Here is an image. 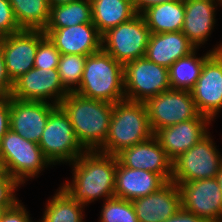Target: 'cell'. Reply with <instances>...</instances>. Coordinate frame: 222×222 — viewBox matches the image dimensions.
Instances as JSON below:
<instances>
[{
  "label": "cell",
  "instance_id": "10",
  "mask_svg": "<svg viewBox=\"0 0 222 222\" xmlns=\"http://www.w3.org/2000/svg\"><path fill=\"white\" fill-rule=\"evenodd\" d=\"M145 105L152 132L200 115L191 91L170 89L149 98Z\"/></svg>",
  "mask_w": 222,
  "mask_h": 222
},
{
  "label": "cell",
  "instance_id": "7",
  "mask_svg": "<svg viewBox=\"0 0 222 222\" xmlns=\"http://www.w3.org/2000/svg\"><path fill=\"white\" fill-rule=\"evenodd\" d=\"M150 34L144 17L137 13L102 35V49L124 66L145 57Z\"/></svg>",
  "mask_w": 222,
  "mask_h": 222
},
{
  "label": "cell",
  "instance_id": "15",
  "mask_svg": "<svg viewBox=\"0 0 222 222\" xmlns=\"http://www.w3.org/2000/svg\"><path fill=\"white\" fill-rule=\"evenodd\" d=\"M56 106L48 102L25 101L10 96V129L38 144L49 114Z\"/></svg>",
  "mask_w": 222,
  "mask_h": 222
},
{
  "label": "cell",
  "instance_id": "42",
  "mask_svg": "<svg viewBox=\"0 0 222 222\" xmlns=\"http://www.w3.org/2000/svg\"><path fill=\"white\" fill-rule=\"evenodd\" d=\"M3 167H2V163H1V160H0V174L3 172Z\"/></svg>",
  "mask_w": 222,
  "mask_h": 222
},
{
  "label": "cell",
  "instance_id": "40",
  "mask_svg": "<svg viewBox=\"0 0 222 222\" xmlns=\"http://www.w3.org/2000/svg\"><path fill=\"white\" fill-rule=\"evenodd\" d=\"M72 1H76V0H49L51 7L56 6V5H61V4H67Z\"/></svg>",
  "mask_w": 222,
  "mask_h": 222
},
{
  "label": "cell",
  "instance_id": "32",
  "mask_svg": "<svg viewBox=\"0 0 222 222\" xmlns=\"http://www.w3.org/2000/svg\"><path fill=\"white\" fill-rule=\"evenodd\" d=\"M21 30L16 22L9 0H0V37L17 33Z\"/></svg>",
  "mask_w": 222,
  "mask_h": 222
},
{
  "label": "cell",
  "instance_id": "21",
  "mask_svg": "<svg viewBox=\"0 0 222 222\" xmlns=\"http://www.w3.org/2000/svg\"><path fill=\"white\" fill-rule=\"evenodd\" d=\"M167 181L160 175L142 169H130L117 160L115 197L133 201L152 194Z\"/></svg>",
  "mask_w": 222,
  "mask_h": 222
},
{
  "label": "cell",
  "instance_id": "33",
  "mask_svg": "<svg viewBox=\"0 0 222 222\" xmlns=\"http://www.w3.org/2000/svg\"><path fill=\"white\" fill-rule=\"evenodd\" d=\"M21 184L7 172L0 174V204H16L19 199L16 191Z\"/></svg>",
  "mask_w": 222,
  "mask_h": 222
},
{
  "label": "cell",
  "instance_id": "28",
  "mask_svg": "<svg viewBox=\"0 0 222 222\" xmlns=\"http://www.w3.org/2000/svg\"><path fill=\"white\" fill-rule=\"evenodd\" d=\"M93 23L90 0H76L52 6L48 25L45 28H63Z\"/></svg>",
  "mask_w": 222,
  "mask_h": 222
},
{
  "label": "cell",
  "instance_id": "4",
  "mask_svg": "<svg viewBox=\"0 0 222 222\" xmlns=\"http://www.w3.org/2000/svg\"><path fill=\"white\" fill-rule=\"evenodd\" d=\"M153 135L144 102H116L113 104L105 143L98 151L116 156L122 150L142 143Z\"/></svg>",
  "mask_w": 222,
  "mask_h": 222
},
{
  "label": "cell",
  "instance_id": "30",
  "mask_svg": "<svg viewBox=\"0 0 222 222\" xmlns=\"http://www.w3.org/2000/svg\"><path fill=\"white\" fill-rule=\"evenodd\" d=\"M99 222H139L132 201L112 197L103 201Z\"/></svg>",
  "mask_w": 222,
  "mask_h": 222
},
{
  "label": "cell",
  "instance_id": "38",
  "mask_svg": "<svg viewBox=\"0 0 222 222\" xmlns=\"http://www.w3.org/2000/svg\"><path fill=\"white\" fill-rule=\"evenodd\" d=\"M170 1H176V0H132V4L136 13L142 14L146 9H148L151 6Z\"/></svg>",
  "mask_w": 222,
  "mask_h": 222
},
{
  "label": "cell",
  "instance_id": "8",
  "mask_svg": "<svg viewBox=\"0 0 222 222\" xmlns=\"http://www.w3.org/2000/svg\"><path fill=\"white\" fill-rule=\"evenodd\" d=\"M210 132L187 152L172 161V181L185 183L215 178L222 166V154L216 148Z\"/></svg>",
  "mask_w": 222,
  "mask_h": 222
},
{
  "label": "cell",
  "instance_id": "2",
  "mask_svg": "<svg viewBox=\"0 0 222 222\" xmlns=\"http://www.w3.org/2000/svg\"><path fill=\"white\" fill-rule=\"evenodd\" d=\"M60 106L69 116L81 146L86 151L99 150L108 134L113 103L88 99L69 92Z\"/></svg>",
  "mask_w": 222,
  "mask_h": 222
},
{
  "label": "cell",
  "instance_id": "12",
  "mask_svg": "<svg viewBox=\"0 0 222 222\" xmlns=\"http://www.w3.org/2000/svg\"><path fill=\"white\" fill-rule=\"evenodd\" d=\"M46 37L43 30H27L0 37L6 72L12 82L34 68L38 44Z\"/></svg>",
  "mask_w": 222,
  "mask_h": 222
},
{
  "label": "cell",
  "instance_id": "31",
  "mask_svg": "<svg viewBox=\"0 0 222 222\" xmlns=\"http://www.w3.org/2000/svg\"><path fill=\"white\" fill-rule=\"evenodd\" d=\"M60 51L46 36L39 44L34 59V68L49 69L58 68Z\"/></svg>",
  "mask_w": 222,
  "mask_h": 222
},
{
  "label": "cell",
  "instance_id": "6",
  "mask_svg": "<svg viewBox=\"0 0 222 222\" xmlns=\"http://www.w3.org/2000/svg\"><path fill=\"white\" fill-rule=\"evenodd\" d=\"M38 145L52 166L70 164L86 151L77 140L69 116L60 105L50 112Z\"/></svg>",
  "mask_w": 222,
  "mask_h": 222
},
{
  "label": "cell",
  "instance_id": "5",
  "mask_svg": "<svg viewBox=\"0 0 222 222\" xmlns=\"http://www.w3.org/2000/svg\"><path fill=\"white\" fill-rule=\"evenodd\" d=\"M0 160L3 170L22 186L25 181L38 177L45 168L52 165L37 143L21 137L11 129L0 141Z\"/></svg>",
  "mask_w": 222,
  "mask_h": 222
},
{
  "label": "cell",
  "instance_id": "13",
  "mask_svg": "<svg viewBox=\"0 0 222 222\" xmlns=\"http://www.w3.org/2000/svg\"><path fill=\"white\" fill-rule=\"evenodd\" d=\"M176 184L183 209L206 222H222V193L216 178Z\"/></svg>",
  "mask_w": 222,
  "mask_h": 222
},
{
  "label": "cell",
  "instance_id": "24",
  "mask_svg": "<svg viewBox=\"0 0 222 222\" xmlns=\"http://www.w3.org/2000/svg\"><path fill=\"white\" fill-rule=\"evenodd\" d=\"M141 15L144 17L151 33L181 31L185 15V0L151 6Z\"/></svg>",
  "mask_w": 222,
  "mask_h": 222
},
{
  "label": "cell",
  "instance_id": "11",
  "mask_svg": "<svg viewBox=\"0 0 222 222\" xmlns=\"http://www.w3.org/2000/svg\"><path fill=\"white\" fill-rule=\"evenodd\" d=\"M68 94L59 79L57 68H32L13 82L10 96L19 100L60 105Z\"/></svg>",
  "mask_w": 222,
  "mask_h": 222
},
{
  "label": "cell",
  "instance_id": "18",
  "mask_svg": "<svg viewBox=\"0 0 222 222\" xmlns=\"http://www.w3.org/2000/svg\"><path fill=\"white\" fill-rule=\"evenodd\" d=\"M211 121L200 114L194 119L159 129L154 136L173 161L210 132L208 125L210 126Z\"/></svg>",
  "mask_w": 222,
  "mask_h": 222
},
{
  "label": "cell",
  "instance_id": "16",
  "mask_svg": "<svg viewBox=\"0 0 222 222\" xmlns=\"http://www.w3.org/2000/svg\"><path fill=\"white\" fill-rule=\"evenodd\" d=\"M117 160L130 169H142L160 174L172 181V160L153 135L150 139L119 152Z\"/></svg>",
  "mask_w": 222,
  "mask_h": 222
},
{
  "label": "cell",
  "instance_id": "19",
  "mask_svg": "<svg viewBox=\"0 0 222 222\" xmlns=\"http://www.w3.org/2000/svg\"><path fill=\"white\" fill-rule=\"evenodd\" d=\"M139 222H164L182 208L178 185L168 181L156 192L132 201Z\"/></svg>",
  "mask_w": 222,
  "mask_h": 222
},
{
  "label": "cell",
  "instance_id": "29",
  "mask_svg": "<svg viewBox=\"0 0 222 222\" xmlns=\"http://www.w3.org/2000/svg\"><path fill=\"white\" fill-rule=\"evenodd\" d=\"M86 56L61 54L58 63L59 79L68 92H74L81 83Z\"/></svg>",
  "mask_w": 222,
  "mask_h": 222
},
{
  "label": "cell",
  "instance_id": "39",
  "mask_svg": "<svg viewBox=\"0 0 222 222\" xmlns=\"http://www.w3.org/2000/svg\"><path fill=\"white\" fill-rule=\"evenodd\" d=\"M15 204H0V221L4 214L7 212V210L11 207H13Z\"/></svg>",
  "mask_w": 222,
  "mask_h": 222
},
{
  "label": "cell",
  "instance_id": "1",
  "mask_svg": "<svg viewBox=\"0 0 222 222\" xmlns=\"http://www.w3.org/2000/svg\"><path fill=\"white\" fill-rule=\"evenodd\" d=\"M71 182L61 186L74 200L88 206L97 199L115 197L117 157L98 150L85 151L74 162Z\"/></svg>",
  "mask_w": 222,
  "mask_h": 222
},
{
  "label": "cell",
  "instance_id": "41",
  "mask_svg": "<svg viewBox=\"0 0 222 222\" xmlns=\"http://www.w3.org/2000/svg\"><path fill=\"white\" fill-rule=\"evenodd\" d=\"M215 178L218 181V184L220 186V190H221V193H222V166H221V168H220V170H219V172H218V174L216 175Z\"/></svg>",
  "mask_w": 222,
  "mask_h": 222
},
{
  "label": "cell",
  "instance_id": "25",
  "mask_svg": "<svg viewBox=\"0 0 222 222\" xmlns=\"http://www.w3.org/2000/svg\"><path fill=\"white\" fill-rule=\"evenodd\" d=\"M93 24L105 32L133 18L137 13L132 0H90Z\"/></svg>",
  "mask_w": 222,
  "mask_h": 222
},
{
  "label": "cell",
  "instance_id": "23",
  "mask_svg": "<svg viewBox=\"0 0 222 222\" xmlns=\"http://www.w3.org/2000/svg\"><path fill=\"white\" fill-rule=\"evenodd\" d=\"M203 56L197 57V48L189 55L179 58L168 68L169 85L174 90L191 91L200 77L204 62L214 53L222 51V43L216 44Z\"/></svg>",
  "mask_w": 222,
  "mask_h": 222
},
{
  "label": "cell",
  "instance_id": "27",
  "mask_svg": "<svg viewBox=\"0 0 222 222\" xmlns=\"http://www.w3.org/2000/svg\"><path fill=\"white\" fill-rule=\"evenodd\" d=\"M21 29L44 30L50 17L49 0H9Z\"/></svg>",
  "mask_w": 222,
  "mask_h": 222
},
{
  "label": "cell",
  "instance_id": "35",
  "mask_svg": "<svg viewBox=\"0 0 222 222\" xmlns=\"http://www.w3.org/2000/svg\"><path fill=\"white\" fill-rule=\"evenodd\" d=\"M10 129V95H0V141Z\"/></svg>",
  "mask_w": 222,
  "mask_h": 222
},
{
  "label": "cell",
  "instance_id": "26",
  "mask_svg": "<svg viewBox=\"0 0 222 222\" xmlns=\"http://www.w3.org/2000/svg\"><path fill=\"white\" fill-rule=\"evenodd\" d=\"M44 214L38 222H84L85 205L74 200L61 186L46 201Z\"/></svg>",
  "mask_w": 222,
  "mask_h": 222
},
{
  "label": "cell",
  "instance_id": "36",
  "mask_svg": "<svg viewBox=\"0 0 222 222\" xmlns=\"http://www.w3.org/2000/svg\"><path fill=\"white\" fill-rule=\"evenodd\" d=\"M13 88V82L7 75L4 57L0 47V95H10Z\"/></svg>",
  "mask_w": 222,
  "mask_h": 222
},
{
  "label": "cell",
  "instance_id": "34",
  "mask_svg": "<svg viewBox=\"0 0 222 222\" xmlns=\"http://www.w3.org/2000/svg\"><path fill=\"white\" fill-rule=\"evenodd\" d=\"M28 213L27 208L18 201L7 210L0 222H34Z\"/></svg>",
  "mask_w": 222,
  "mask_h": 222
},
{
  "label": "cell",
  "instance_id": "37",
  "mask_svg": "<svg viewBox=\"0 0 222 222\" xmlns=\"http://www.w3.org/2000/svg\"><path fill=\"white\" fill-rule=\"evenodd\" d=\"M164 222H206V221L196 216L192 212L181 208L177 213L172 215Z\"/></svg>",
  "mask_w": 222,
  "mask_h": 222
},
{
  "label": "cell",
  "instance_id": "14",
  "mask_svg": "<svg viewBox=\"0 0 222 222\" xmlns=\"http://www.w3.org/2000/svg\"><path fill=\"white\" fill-rule=\"evenodd\" d=\"M191 94L200 114L214 121L222 109V51L204 62Z\"/></svg>",
  "mask_w": 222,
  "mask_h": 222
},
{
  "label": "cell",
  "instance_id": "9",
  "mask_svg": "<svg viewBox=\"0 0 222 222\" xmlns=\"http://www.w3.org/2000/svg\"><path fill=\"white\" fill-rule=\"evenodd\" d=\"M125 100L146 102L161 92L170 90L168 68L138 58L124 65Z\"/></svg>",
  "mask_w": 222,
  "mask_h": 222
},
{
  "label": "cell",
  "instance_id": "22",
  "mask_svg": "<svg viewBox=\"0 0 222 222\" xmlns=\"http://www.w3.org/2000/svg\"><path fill=\"white\" fill-rule=\"evenodd\" d=\"M196 47L182 33H151L145 57L158 65L169 68L179 58L193 52Z\"/></svg>",
  "mask_w": 222,
  "mask_h": 222
},
{
  "label": "cell",
  "instance_id": "20",
  "mask_svg": "<svg viewBox=\"0 0 222 222\" xmlns=\"http://www.w3.org/2000/svg\"><path fill=\"white\" fill-rule=\"evenodd\" d=\"M220 0H185L182 33L199 49L208 41L215 27Z\"/></svg>",
  "mask_w": 222,
  "mask_h": 222
},
{
  "label": "cell",
  "instance_id": "17",
  "mask_svg": "<svg viewBox=\"0 0 222 222\" xmlns=\"http://www.w3.org/2000/svg\"><path fill=\"white\" fill-rule=\"evenodd\" d=\"M43 31L61 54L88 56L102 49V35L93 23Z\"/></svg>",
  "mask_w": 222,
  "mask_h": 222
},
{
  "label": "cell",
  "instance_id": "3",
  "mask_svg": "<svg viewBox=\"0 0 222 222\" xmlns=\"http://www.w3.org/2000/svg\"><path fill=\"white\" fill-rule=\"evenodd\" d=\"M74 92L113 104L125 100L124 66L103 49L86 56L81 83Z\"/></svg>",
  "mask_w": 222,
  "mask_h": 222
}]
</instances>
